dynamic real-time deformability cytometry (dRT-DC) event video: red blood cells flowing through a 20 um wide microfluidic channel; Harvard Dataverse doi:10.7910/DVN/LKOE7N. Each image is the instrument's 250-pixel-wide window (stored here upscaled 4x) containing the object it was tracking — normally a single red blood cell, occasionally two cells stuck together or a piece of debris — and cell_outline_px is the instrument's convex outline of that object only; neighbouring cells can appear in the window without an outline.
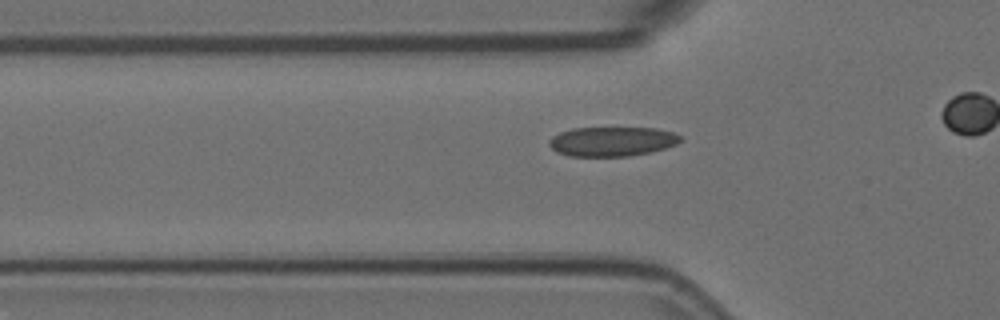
{"species": "Egyptian fruit bat (a non-hibernating species)", "species_latin": "Rousettus aegyptiacus", "temperature_condition": "room temperature", "stored_images_in_passage": 37, "camera_frame_rate_fps": 3000, "um_per_image_px": 0.085, "animal": {"sex": "female"}, "frame": {"image": 1, "passage_image": 12, "time_ms": 3.667, "image_size_px": [1000, 320], "cell_outline_px": [[684, 140], [676, 144], [652, 152], [628, 156], [568, 156], [556, 152], [548, 144], [548, 140], [552, 136], [560, 132], [572, 128], [656, 128], [672, 132], [680, 136]], "centroid_in_image_um": [52.01, 12.02], "position_along_channel_um": 73.8, "area_um2": 22.66}}
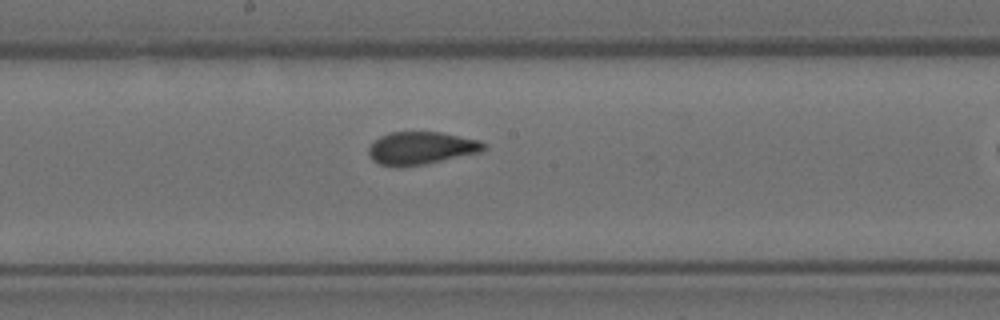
{"frame": {"image": 2, "passage_image": 23, "time_ms": 7.333, "image_size_px": [1000, 320], "cell_outline_px": [[488, 148], [480, 152], [424, 164], [400, 168], [396, 168], [380, 164], [372, 160], [368, 152], [368, 148], [372, 140], [388, 132], [440, 132], [480, 140], [488, 144]], "centroid_in_image_um": [35.77, 12.59], "position_along_channel_um": 212.4, "area_um2": 22.31}}
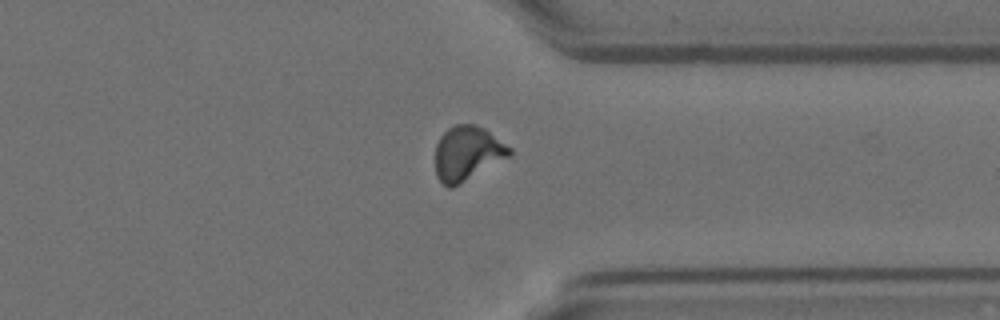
{"frame": {"image": 3, "passage_image": 36, "time_ms": 11.667, "image_size_px": [1000, 320], "cell_outline_px": [[512, 152], [508, 156], [452, 188], [448, 188], [436, 176], [436, 144], [440, 136], [448, 128], [456, 124], [476, 124], [484, 128], [512, 148]], "centroid_in_image_um": [39.7, 13.01], "position_along_channel_um": 371.7, "area_um2": 23.18}}